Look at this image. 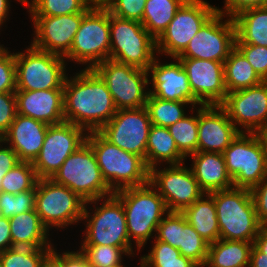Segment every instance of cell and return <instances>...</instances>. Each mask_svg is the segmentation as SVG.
<instances>
[{"mask_svg":"<svg viewBox=\"0 0 267 267\" xmlns=\"http://www.w3.org/2000/svg\"><path fill=\"white\" fill-rule=\"evenodd\" d=\"M79 72L70 79L67 75L64 82V120L87 132L99 131L117 109L106 83L94 69Z\"/></svg>","mask_w":267,"mask_h":267,"instance_id":"1","label":"cell"},{"mask_svg":"<svg viewBox=\"0 0 267 267\" xmlns=\"http://www.w3.org/2000/svg\"><path fill=\"white\" fill-rule=\"evenodd\" d=\"M114 195L123 204L129 240H134L140 251L153 232L157 231L163 215L168 214L165 201L149 182L142 186L120 189Z\"/></svg>","mask_w":267,"mask_h":267,"instance_id":"2","label":"cell"},{"mask_svg":"<svg viewBox=\"0 0 267 267\" xmlns=\"http://www.w3.org/2000/svg\"><path fill=\"white\" fill-rule=\"evenodd\" d=\"M209 194L216 207L220 239L253 243L263 225L256 214L251 191L233 187Z\"/></svg>","mask_w":267,"mask_h":267,"instance_id":"3","label":"cell"},{"mask_svg":"<svg viewBox=\"0 0 267 267\" xmlns=\"http://www.w3.org/2000/svg\"><path fill=\"white\" fill-rule=\"evenodd\" d=\"M86 141L93 149L103 179L113 192L149 182V169L140 156L120 149L98 131L88 132Z\"/></svg>","mask_w":267,"mask_h":267,"instance_id":"4","label":"cell"},{"mask_svg":"<svg viewBox=\"0 0 267 267\" xmlns=\"http://www.w3.org/2000/svg\"><path fill=\"white\" fill-rule=\"evenodd\" d=\"M51 179L77 193L87 205H97L101 199L114 194L103 179L93 149L87 141L64 161Z\"/></svg>","mask_w":267,"mask_h":267,"instance_id":"5","label":"cell"},{"mask_svg":"<svg viewBox=\"0 0 267 267\" xmlns=\"http://www.w3.org/2000/svg\"><path fill=\"white\" fill-rule=\"evenodd\" d=\"M156 40L141 22L110 14V59L147 70L154 62Z\"/></svg>","mask_w":267,"mask_h":267,"instance_id":"6","label":"cell"},{"mask_svg":"<svg viewBox=\"0 0 267 267\" xmlns=\"http://www.w3.org/2000/svg\"><path fill=\"white\" fill-rule=\"evenodd\" d=\"M26 50L24 53H15L16 90L63 88L67 77L66 59L32 45Z\"/></svg>","mask_w":267,"mask_h":267,"instance_id":"7","label":"cell"},{"mask_svg":"<svg viewBox=\"0 0 267 267\" xmlns=\"http://www.w3.org/2000/svg\"><path fill=\"white\" fill-rule=\"evenodd\" d=\"M223 155L235 188L251 190L267 177V158L256 133L240 132Z\"/></svg>","mask_w":267,"mask_h":267,"instance_id":"8","label":"cell"},{"mask_svg":"<svg viewBox=\"0 0 267 267\" xmlns=\"http://www.w3.org/2000/svg\"><path fill=\"white\" fill-rule=\"evenodd\" d=\"M104 199L100 207L95 206V212L91 217L85 203L82 220H87V229L81 245L121 247L132 256L133 246L128 237L123 204L114 194Z\"/></svg>","mask_w":267,"mask_h":267,"instance_id":"9","label":"cell"},{"mask_svg":"<svg viewBox=\"0 0 267 267\" xmlns=\"http://www.w3.org/2000/svg\"><path fill=\"white\" fill-rule=\"evenodd\" d=\"M85 203L77 193L51 178L39 179L36 184L35 211L48 230L78 223Z\"/></svg>","mask_w":267,"mask_h":267,"instance_id":"10","label":"cell"},{"mask_svg":"<svg viewBox=\"0 0 267 267\" xmlns=\"http://www.w3.org/2000/svg\"><path fill=\"white\" fill-rule=\"evenodd\" d=\"M65 59L86 64V69L110 59V12L107 8H91L83 16Z\"/></svg>","mask_w":267,"mask_h":267,"instance_id":"11","label":"cell"},{"mask_svg":"<svg viewBox=\"0 0 267 267\" xmlns=\"http://www.w3.org/2000/svg\"><path fill=\"white\" fill-rule=\"evenodd\" d=\"M93 69L106 83L117 110L137 109L146 105L150 93L149 90L145 91L150 82L147 70L111 59L97 64Z\"/></svg>","mask_w":267,"mask_h":267,"instance_id":"12","label":"cell"},{"mask_svg":"<svg viewBox=\"0 0 267 267\" xmlns=\"http://www.w3.org/2000/svg\"><path fill=\"white\" fill-rule=\"evenodd\" d=\"M216 12V7L203 0H186L156 40V52L177 58Z\"/></svg>","mask_w":267,"mask_h":267,"instance_id":"13","label":"cell"},{"mask_svg":"<svg viewBox=\"0 0 267 267\" xmlns=\"http://www.w3.org/2000/svg\"><path fill=\"white\" fill-rule=\"evenodd\" d=\"M87 134L82 127L68 122L49 125L41 151L32 162L38 178H51L64 161L86 142Z\"/></svg>","mask_w":267,"mask_h":267,"instance_id":"14","label":"cell"},{"mask_svg":"<svg viewBox=\"0 0 267 267\" xmlns=\"http://www.w3.org/2000/svg\"><path fill=\"white\" fill-rule=\"evenodd\" d=\"M152 126L146 107L117 110L98 132L120 149L146 159V146Z\"/></svg>","mask_w":267,"mask_h":267,"instance_id":"15","label":"cell"},{"mask_svg":"<svg viewBox=\"0 0 267 267\" xmlns=\"http://www.w3.org/2000/svg\"><path fill=\"white\" fill-rule=\"evenodd\" d=\"M183 164L169 165L161 170L156 166L149 170V183L164 199L169 212L182 213L205 194L191 169Z\"/></svg>","mask_w":267,"mask_h":267,"instance_id":"16","label":"cell"},{"mask_svg":"<svg viewBox=\"0 0 267 267\" xmlns=\"http://www.w3.org/2000/svg\"><path fill=\"white\" fill-rule=\"evenodd\" d=\"M216 12L190 40L177 58L224 62L235 48L236 29L233 18Z\"/></svg>","mask_w":267,"mask_h":267,"instance_id":"17","label":"cell"},{"mask_svg":"<svg viewBox=\"0 0 267 267\" xmlns=\"http://www.w3.org/2000/svg\"><path fill=\"white\" fill-rule=\"evenodd\" d=\"M220 106L240 132L256 133L267 125V81L227 93Z\"/></svg>","mask_w":267,"mask_h":267,"instance_id":"18","label":"cell"},{"mask_svg":"<svg viewBox=\"0 0 267 267\" xmlns=\"http://www.w3.org/2000/svg\"><path fill=\"white\" fill-rule=\"evenodd\" d=\"M85 14L31 17L35 29L31 45L65 58L70 53L75 34Z\"/></svg>","mask_w":267,"mask_h":267,"instance_id":"19","label":"cell"},{"mask_svg":"<svg viewBox=\"0 0 267 267\" xmlns=\"http://www.w3.org/2000/svg\"><path fill=\"white\" fill-rule=\"evenodd\" d=\"M182 63L194 96L203 105H220L227 96L224 62L178 58Z\"/></svg>","mask_w":267,"mask_h":267,"instance_id":"20","label":"cell"},{"mask_svg":"<svg viewBox=\"0 0 267 267\" xmlns=\"http://www.w3.org/2000/svg\"><path fill=\"white\" fill-rule=\"evenodd\" d=\"M239 133L220 105L198 107V152L223 154Z\"/></svg>","mask_w":267,"mask_h":267,"instance_id":"21","label":"cell"},{"mask_svg":"<svg viewBox=\"0 0 267 267\" xmlns=\"http://www.w3.org/2000/svg\"><path fill=\"white\" fill-rule=\"evenodd\" d=\"M177 62L161 64L159 59L148 67L147 73H151L152 87L149 92L161 100L192 102L194 105H203L193 94L187 73L178 58Z\"/></svg>","mask_w":267,"mask_h":267,"instance_id":"22","label":"cell"},{"mask_svg":"<svg viewBox=\"0 0 267 267\" xmlns=\"http://www.w3.org/2000/svg\"><path fill=\"white\" fill-rule=\"evenodd\" d=\"M17 113L47 125H57L64 120L63 88L49 90H16Z\"/></svg>","mask_w":267,"mask_h":267,"instance_id":"23","label":"cell"},{"mask_svg":"<svg viewBox=\"0 0 267 267\" xmlns=\"http://www.w3.org/2000/svg\"><path fill=\"white\" fill-rule=\"evenodd\" d=\"M48 127L44 122L17 113L1 140L16 152L20 161L32 163L41 151Z\"/></svg>","mask_w":267,"mask_h":267,"instance_id":"24","label":"cell"},{"mask_svg":"<svg viewBox=\"0 0 267 267\" xmlns=\"http://www.w3.org/2000/svg\"><path fill=\"white\" fill-rule=\"evenodd\" d=\"M193 163L190 168L200 189L206 194L233 188L224 155L214 152H195L189 156Z\"/></svg>","mask_w":267,"mask_h":267,"instance_id":"25","label":"cell"},{"mask_svg":"<svg viewBox=\"0 0 267 267\" xmlns=\"http://www.w3.org/2000/svg\"><path fill=\"white\" fill-rule=\"evenodd\" d=\"M9 222L13 247L53 248L48 241L49 230L35 209L12 216Z\"/></svg>","mask_w":267,"mask_h":267,"instance_id":"26","label":"cell"},{"mask_svg":"<svg viewBox=\"0 0 267 267\" xmlns=\"http://www.w3.org/2000/svg\"><path fill=\"white\" fill-rule=\"evenodd\" d=\"M232 18L236 29L235 44L267 47V6L242 10Z\"/></svg>","mask_w":267,"mask_h":267,"instance_id":"27","label":"cell"},{"mask_svg":"<svg viewBox=\"0 0 267 267\" xmlns=\"http://www.w3.org/2000/svg\"><path fill=\"white\" fill-rule=\"evenodd\" d=\"M182 214L195 231L209 244L220 239L216 207L210 194H203Z\"/></svg>","mask_w":267,"mask_h":267,"instance_id":"28","label":"cell"},{"mask_svg":"<svg viewBox=\"0 0 267 267\" xmlns=\"http://www.w3.org/2000/svg\"><path fill=\"white\" fill-rule=\"evenodd\" d=\"M185 159L179 152L168 128L152 124L146 146L145 164L147 168L150 170L161 162L178 165L184 163Z\"/></svg>","mask_w":267,"mask_h":267,"instance_id":"29","label":"cell"},{"mask_svg":"<svg viewBox=\"0 0 267 267\" xmlns=\"http://www.w3.org/2000/svg\"><path fill=\"white\" fill-rule=\"evenodd\" d=\"M252 242L219 239L209 244L205 267H249Z\"/></svg>","mask_w":267,"mask_h":267,"instance_id":"30","label":"cell"},{"mask_svg":"<svg viewBox=\"0 0 267 267\" xmlns=\"http://www.w3.org/2000/svg\"><path fill=\"white\" fill-rule=\"evenodd\" d=\"M223 64L227 93L253 87L263 82L246 57L236 47Z\"/></svg>","mask_w":267,"mask_h":267,"instance_id":"31","label":"cell"},{"mask_svg":"<svg viewBox=\"0 0 267 267\" xmlns=\"http://www.w3.org/2000/svg\"><path fill=\"white\" fill-rule=\"evenodd\" d=\"M186 0H146L142 25L157 40Z\"/></svg>","mask_w":267,"mask_h":267,"instance_id":"32","label":"cell"},{"mask_svg":"<svg viewBox=\"0 0 267 267\" xmlns=\"http://www.w3.org/2000/svg\"><path fill=\"white\" fill-rule=\"evenodd\" d=\"M187 104L195 108L192 102L161 100L149 93L145 107L153 125L168 128L186 115L183 107Z\"/></svg>","mask_w":267,"mask_h":267,"instance_id":"33","label":"cell"},{"mask_svg":"<svg viewBox=\"0 0 267 267\" xmlns=\"http://www.w3.org/2000/svg\"><path fill=\"white\" fill-rule=\"evenodd\" d=\"M209 243L202 238L180 213L179 251L191 259L199 267H204L207 261Z\"/></svg>","mask_w":267,"mask_h":267,"instance_id":"34","label":"cell"},{"mask_svg":"<svg viewBox=\"0 0 267 267\" xmlns=\"http://www.w3.org/2000/svg\"><path fill=\"white\" fill-rule=\"evenodd\" d=\"M52 248L13 247L0 253L1 267H47Z\"/></svg>","mask_w":267,"mask_h":267,"instance_id":"35","label":"cell"},{"mask_svg":"<svg viewBox=\"0 0 267 267\" xmlns=\"http://www.w3.org/2000/svg\"><path fill=\"white\" fill-rule=\"evenodd\" d=\"M141 267H199L168 243L155 239L150 253L141 257Z\"/></svg>","mask_w":267,"mask_h":267,"instance_id":"36","label":"cell"},{"mask_svg":"<svg viewBox=\"0 0 267 267\" xmlns=\"http://www.w3.org/2000/svg\"><path fill=\"white\" fill-rule=\"evenodd\" d=\"M26 5L31 17L87 13L91 9L87 0H31Z\"/></svg>","mask_w":267,"mask_h":267,"instance_id":"37","label":"cell"},{"mask_svg":"<svg viewBox=\"0 0 267 267\" xmlns=\"http://www.w3.org/2000/svg\"><path fill=\"white\" fill-rule=\"evenodd\" d=\"M196 116L185 115L168 127L179 152L186 158L198 152V109Z\"/></svg>","mask_w":267,"mask_h":267,"instance_id":"38","label":"cell"},{"mask_svg":"<svg viewBox=\"0 0 267 267\" xmlns=\"http://www.w3.org/2000/svg\"><path fill=\"white\" fill-rule=\"evenodd\" d=\"M39 178L31 162L21 161L3 177L1 192L19 194L36 187Z\"/></svg>","mask_w":267,"mask_h":267,"instance_id":"39","label":"cell"},{"mask_svg":"<svg viewBox=\"0 0 267 267\" xmlns=\"http://www.w3.org/2000/svg\"><path fill=\"white\" fill-rule=\"evenodd\" d=\"M79 250L90 267H119L122 255L130 256L123 248L108 245H81Z\"/></svg>","mask_w":267,"mask_h":267,"instance_id":"40","label":"cell"},{"mask_svg":"<svg viewBox=\"0 0 267 267\" xmlns=\"http://www.w3.org/2000/svg\"><path fill=\"white\" fill-rule=\"evenodd\" d=\"M36 187L19 194L0 192L1 216L11 218L26 211L35 209Z\"/></svg>","mask_w":267,"mask_h":267,"instance_id":"41","label":"cell"},{"mask_svg":"<svg viewBox=\"0 0 267 267\" xmlns=\"http://www.w3.org/2000/svg\"><path fill=\"white\" fill-rule=\"evenodd\" d=\"M156 240L168 243L179 250L180 213L168 212L157 227Z\"/></svg>","mask_w":267,"mask_h":267,"instance_id":"42","label":"cell"},{"mask_svg":"<svg viewBox=\"0 0 267 267\" xmlns=\"http://www.w3.org/2000/svg\"><path fill=\"white\" fill-rule=\"evenodd\" d=\"M146 0H114L107 8L111 15L142 22Z\"/></svg>","mask_w":267,"mask_h":267,"instance_id":"43","label":"cell"},{"mask_svg":"<svg viewBox=\"0 0 267 267\" xmlns=\"http://www.w3.org/2000/svg\"><path fill=\"white\" fill-rule=\"evenodd\" d=\"M16 91L15 53L0 51V93Z\"/></svg>","mask_w":267,"mask_h":267,"instance_id":"44","label":"cell"},{"mask_svg":"<svg viewBox=\"0 0 267 267\" xmlns=\"http://www.w3.org/2000/svg\"><path fill=\"white\" fill-rule=\"evenodd\" d=\"M235 47L246 57L258 76L267 81V47L252 44H235Z\"/></svg>","mask_w":267,"mask_h":267,"instance_id":"45","label":"cell"},{"mask_svg":"<svg viewBox=\"0 0 267 267\" xmlns=\"http://www.w3.org/2000/svg\"><path fill=\"white\" fill-rule=\"evenodd\" d=\"M16 115L15 92L0 93V138L8 131Z\"/></svg>","mask_w":267,"mask_h":267,"instance_id":"46","label":"cell"},{"mask_svg":"<svg viewBox=\"0 0 267 267\" xmlns=\"http://www.w3.org/2000/svg\"><path fill=\"white\" fill-rule=\"evenodd\" d=\"M49 264L52 267H90L86 257L79 250L77 252L66 251L61 255L55 251L54 247L50 254Z\"/></svg>","mask_w":267,"mask_h":267,"instance_id":"47","label":"cell"},{"mask_svg":"<svg viewBox=\"0 0 267 267\" xmlns=\"http://www.w3.org/2000/svg\"><path fill=\"white\" fill-rule=\"evenodd\" d=\"M259 222L267 226V177L251 190Z\"/></svg>","mask_w":267,"mask_h":267,"instance_id":"48","label":"cell"},{"mask_svg":"<svg viewBox=\"0 0 267 267\" xmlns=\"http://www.w3.org/2000/svg\"><path fill=\"white\" fill-rule=\"evenodd\" d=\"M259 6H267V0H225L224 10L216 7L218 13L226 17H234L242 10Z\"/></svg>","mask_w":267,"mask_h":267,"instance_id":"49","label":"cell"},{"mask_svg":"<svg viewBox=\"0 0 267 267\" xmlns=\"http://www.w3.org/2000/svg\"><path fill=\"white\" fill-rule=\"evenodd\" d=\"M2 143L3 141L0 138V192L3 177L10 169L14 168L21 162L13 149L10 146L2 147Z\"/></svg>","mask_w":267,"mask_h":267,"instance_id":"50","label":"cell"},{"mask_svg":"<svg viewBox=\"0 0 267 267\" xmlns=\"http://www.w3.org/2000/svg\"><path fill=\"white\" fill-rule=\"evenodd\" d=\"M13 248L9 218L0 217V253Z\"/></svg>","mask_w":267,"mask_h":267,"instance_id":"51","label":"cell"},{"mask_svg":"<svg viewBox=\"0 0 267 267\" xmlns=\"http://www.w3.org/2000/svg\"><path fill=\"white\" fill-rule=\"evenodd\" d=\"M249 267H267V256L254 245L251 250Z\"/></svg>","mask_w":267,"mask_h":267,"instance_id":"52","label":"cell"},{"mask_svg":"<svg viewBox=\"0 0 267 267\" xmlns=\"http://www.w3.org/2000/svg\"><path fill=\"white\" fill-rule=\"evenodd\" d=\"M253 245L267 256V226H262L254 239Z\"/></svg>","mask_w":267,"mask_h":267,"instance_id":"53","label":"cell"},{"mask_svg":"<svg viewBox=\"0 0 267 267\" xmlns=\"http://www.w3.org/2000/svg\"><path fill=\"white\" fill-rule=\"evenodd\" d=\"M17 1L21 2L20 0ZM9 8V0H0V27L3 26L4 21L8 18Z\"/></svg>","mask_w":267,"mask_h":267,"instance_id":"54","label":"cell"},{"mask_svg":"<svg viewBox=\"0 0 267 267\" xmlns=\"http://www.w3.org/2000/svg\"><path fill=\"white\" fill-rule=\"evenodd\" d=\"M256 135L258 136L259 140L262 143V146H263V149H264V153H265L266 158H267V125L264 126L261 129H259L256 132Z\"/></svg>","mask_w":267,"mask_h":267,"instance_id":"55","label":"cell"},{"mask_svg":"<svg viewBox=\"0 0 267 267\" xmlns=\"http://www.w3.org/2000/svg\"><path fill=\"white\" fill-rule=\"evenodd\" d=\"M114 0H87L91 8H108Z\"/></svg>","mask_w":267,"mask_h":267,"instance_id":"56","label":"cell"},{"mask_svg":"<svg viewBox=\"0 0 267 267\" xmlns=\"http://www.w3.org/2000/svg\"><path fill=\"white\" fill-rule=\"evenodd\" d=\"M20 1H21V3L23 2V4H26L29 2L28 0H20Z\"/></svg>","mask_w":267,"mask_h":267,"instance_id":"57","label":"cell"},{"mask_svg":"<svg viewBox=\"0 0 267 267\" xmlns=\"http://www.w3.org/2000/svg\"><path fill=\"white\" fill-rule=\"evenodd\" d=\"M4 48V46L0 45V51Z\"/></svg>","mask_w":267,"mask_h":267,"instance_id":"58","label":"cell"}]
</instances>
